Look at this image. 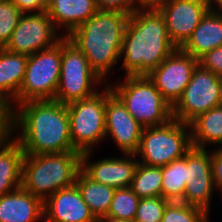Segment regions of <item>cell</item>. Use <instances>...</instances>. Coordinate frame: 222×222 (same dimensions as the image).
Masks as SVG:
<instances>
[{"instance_id": "f1b7e54d", "label": "cell", "mask_w": 222, "mask_h": 222, "mask_svg": "<svg viewBox=\"0 0 222 222\" xmlns=\"http://www.w3.org/2000/svg\"><path fill=\"white\" fill-rule=\"evenodd\" d=\"M23 13L11 0H0V48H4Z\"/></svg>"}, {"instance_id": "1f68e13d", "label": "cell", "mask_w": 222, "mask_h": 222, "mask_svg": "<svg viewBox=\"0 0 222 222\" xmlns=\"http://www.w3.org/2000/svg\"><path fill=\"white\" fill-rule=\"evenodd\" d=\"M198 64L220 77L222 75V46L208 51L198 59Z\"/></svg>"}, {"instance_id": "f546056e", "label": "cell", "mask_w": 222, "mask_h": 222, "mask_svg": "<svg viewBox=\"0 0 222 222\" xmlns=\"http://www.w3.org/2000/svg\"><path fill=\"white\" fill-rule=\"evenodd\" d=\"M169 202L163 197L140 199L134 222H162L164 210Z\"/></svg>"}, {"instance_id": "52a82bcc", "label": "cell", "mask_w": 222, "mask_h": 222, "mask_svg": "<svg viewBox=\"0 0 222 222\" xmlns=\"http://www.w3.org/2000/svg\"><path fill=\"white\" fill-rule=\"evenodd\" d=\"M61 56L62 39L54 46L28 56L19 94L12 102L14 108L30 100H54L60 78Z\"/></svg>"}, {"instance_id": "d590c367", "label": "cell", "mask_w": 222, "mask_h": 222, "mask_svg": "<svg viewBox=\"0 0 222 222\" xmlns=\"http://www.w3.org/2000/svg\"><path fill=\"white\" fill-rule=\"evenodd\" d=\"M167 0H132L134 11L159 10Z\"/></svg>"}, {"instance_id": "30bf717a", "label": "cell", "mask_w": 222, "mask_h": 222, "mask_svg": "<svg viewBox=\"0 0 222 222\" xmlns=\"http://www.w3.org/2000/svg\"><path fill=\"white\" fill-rule=\"evenodd\" d=\"M221 104V78L198 64L182 96L172 107V115L174 119L189 124L200 114Z\"/></svg>"}, {"instance_id": "d4e9b609", "label": "cell", "mask_w": 222, "mask_h": 222, "mask_svg": "<svg viewBox=\"0 0 222 222\" xmlns=\"http://www.w3.org/2000/svg\"><path fill=\"white\" fill-rule=\"evenodd\" d=\"M187 179L186 154L162 167V197L168 201L181 202Z\"/></svg>"}, {"instance_id": "277c9868", "label": "cell", "mask_w": 222, "mask_h": 222, "mask_svg": "<svg viewBox=\"0 0 222 222\" xmlns=\"http://www.w3.org/2000/svg\"><path fill=\"white\" fill-rule=\"evenodd\" d=\"M81 153L25 154L21 187L43 202L55 192L75 185Z\"/></svg>"}, {"instance_id": "d6a6232c", "label": "cell", "mask_w": 222, "mask_h": 222, "mask_svg": "<svg viewBox=\"0 0 222 222\" xmlns=\"http://www.w3.org/2000/svg\"><path fill=\"white\" fill-rule=\"evenodd\" d=\"M211 164L214 187L222 194V148L219 146L211 151Z\"/></svg>"}, {"instance_id": "5b68a950", "label": "cell", "mask_w": 222, "mask_h": 222, "mask_svg": "<svg viewBox=\"0 0 222 222\" xmlns=\"http://www.w3.org/2000/svg\"><path fill=\"white\" fill-rule=\"evenodd\" d=\"M108 84L144 128L163 125L173 118L172 107L147 75L125 76L124 81L115 86Z\"/></svg>"}, {"instance_id": "7c38bea8", "label": "cell", "mask_w": 222, "mask_h": 222, "mask_svg": "<svg viewBox=\"0 0 222 222\" xmlns=\"http://www.w3.org/2000/svg\"><path fill=\"white\" fill-rule=\"evenodd\" d=\"M197 65L198 59L184 52L181 48H176L147 77L173 107L182 96Z\"/></svg>"}, {"instance_id": "7a4b0ae2", "label": "cell", "mask_w": 222, "mask_h": 222, "mask_svg": "<svg viewBox=\"0 0 222 222\" xmlns=\"http://www.w3.org/2000/svg\"><path fill=\"white\" fill-rule=\"evenodd\" d=\"M175 49L159 10L134 11L121 45V69L125 76L148 75Z\"/></svg>"}, {"instance_id": "83f0119b", "label": "cell", "mask_w": 222, "mask_h": 222, "mask_svg": "<svg viewBox=\"0 0 222 222\" xmlns=\"http://www.w3.org/2000/svg\"><path fill=\"white\" fill-rule=\"evenodd\" d=\"M209 216L202 208L170 201L164 210L162 222H210Z\"/></svg>"}, {"instance_id": "cb8c5ba5", "label": "cell", "mask_w": 222, "mask_h": 222, "mask_svg": "<svg viewBox=\"0 0 222 222\" xmlns=\"http://www.w3.org/2000/svg\"><path fill=\"white\" fill-rule=\"evenodd\" d=\"M75 185L80 190L84 202L97 219L108 214L116 189L93 181L82 170L77 174Z\"/></svg>"}, {"instance_id": "6da1fadb", "label": "cell", "mask_w": 222, "mask_h": 222, "mask_svg": "<svg viewBox=\"0 0 222 222\" xmlns=\"http://www.w3.org/2000/svg\"><path fill=\"white\" fill-rule=\"evenodd\" d=\"M14 129L22 131L15 139L25 154L77 152L71 141L67 105L56 100H30L18 104Z\"/></svg>"}, {"instance_id": "484cf974", "label": "cell", "mask_w": 222, "mask_h": 222, "mask_svg": "<svg viewBox=\"0 0 222 222\" xmlns=\"http://www.w3.org/2000/svg\"><path fill=\"white\" fill-rule=\"evenodd\" d=\"M130 188L140 199L162 197V167L138 163Z\"/></svg>"}, {"instance_id": "4fadbf2b", "label": "cell", "mask_w": 222, "mask_h": 222, "mask_svg": "<svg viewBox=\"0 0 222 222\" xmlns=\"http://www.w3.org/2000/svg\"><path fill=\"white\" fill-rule=\"evenodd\" d=\"M144 127L127 111L106 84L105 136L113 139L123 154H136Z\"/></svg>"}, {"instance_id": "3957f363", "label": "cell", "mask_w": 222, "mask_h": 222, "mask_svg": "<svg viewBox=\"0 0 222 222\" xmlns=\"http://www.w3.org/2000/svg\"><path fill=\"white\" fill-rule=\"evenodd\" d=\"M129 14L98 9L95 14L65 36L86 56L91 69L106 83V76L120 61L121 45Z\"/></svg>"}, {"instance_id": "d6986e66", "label": "cell", "mask_w": 222, "mask_h": 222, "mask_svg": "<svg viewBox=\"0 0 222 222\" xmlns=\"http://www.w3.org/2000/svg\"><path fill=\"white\" fill-rule=\"evenodd\" d=\"M95 0H47L48 16L55 28H65L63 36L83 24L98 10Z\"/></svg>"}, {"instance_id": "8992f818", "label": "cell", "mask_w": 222, "mask_h": 222, "mask_svg": "<svg viewBox=\"0 0 222 222\" xmlns=\"http://www.w3.org/2000/svg\"><path fill=\"white\" fill-rule=\"evenodd\" d=\"M192 147L189 124L172 118L163 125L144 128L135 155L141 164L163 167L182 158Z\"/></svg>"}, {"instance_id": "9c48e42d", "label": "cell", "mask_w": 222, "mask_h": 222, "mask_svg": "<svg viewBox=\"0 0 222 222\" xmlns=\"http://www.w3.org/2000/svg\"><path fill=\"white\" fill-rule=\"evenodd\" d=\"M102 92L67 105L71 141L79 153L92 151L105 136L106 84Z\"/></svg>"}, {"instance_id": "ffe728a7", "label": "cell", "mask_w": 222, "mask_h": 222, "mask_svg": "<svg viewBox=\"0 0 222 222\" xmlns=\"http://www.w3.org/2000/svg\"><path fill=\"white\" fill-rule=\"evenodd\" d=\"M219 46H222V11L210 10L181 49L199 59Z\"/></svg>"}, {"instance_id": "7402d4cb", "label": "cell", "mask_w": 222, "mask_h": 222, "mask_svg": "<svg viewBox=\"0 0 222 222\" xmlns=\"http://www.w3.org/2000/svg\"><path fill=\"white\" fill-rule=\"evenodd\" d=\"M25 153L15 137L0 146V196L21 187Z\"/></svg>"}, {"instance_id": "e0dca14e", "label": "cell", "mask_w": 222, "mask_h": 222, "mask_svg": "<svg viewBox=\"0 0 222 222\" xmlns=\"http://www.w3.org/2000/svg\"><path fill=\"white\" fill-rule=\"evenodd\" d=\"M43 222H97L76 185L61 189L43 202Z\"/></svg>"}, {"instance_id": "74e56055", "label": "cell", "mask_w": 222, "mask_h": 222, "mask_svg": "<svg viewBox=\"0 0 222 222\" xmlns=\"http://www.w3.org/2000/svg\"><path fill=\"white\" fill-rule=\"evenodd\" d=\"M97 222H131V221L117 220V219L109 218V217H101L97 220Z\"/></svg>"}, {"instance_id": "8fae6325", "label": "cell", "mask_w": 222, "mask_h": 222, "mask_svg": "<svg viewBox=\"0 0 222 222\" xmlns=\"http://www.w3.org/2000/svg\"><path fill=\"white\" fill-rule=\"evenodd\" d=\"M57 31L47 11L23 14L4 48L30 56L59 42L64 36Z\"/></svg>"}, {"instance_id": "ba28073f", "label": "cell", "mask_w": 222, "mask_h": 222, "mask_svg": "<svg viewBox=\"0 0 222 222\" xmlns=\"http://www.w3.org/2000/svg\"><path fill=\"white\" fill-rule=\"evenodd\" d=\"M100 83L105 82L91 69L85 54L64 36L60 78L54 100L68 105L85 99L98 91L96 86Z\"/></svg>"}, {"instance_id": "8d00e7d4", "label": "cell", "mask_w": 222, "mask_h": 222, "mask_svg": "<svg viewBox=\"0 0 222 222\" xmlns=\"http://www.w3.org/2000/svg\"><path fill=\"white\" fill-rule=\"evenodd\" d=\"M206 1H207L208 5L210 7V10H212V11H222V0H206Z\"/></svg>"}, {"instance_id": "9a60e30c", "label": "cell", "mask_w": 222, "mask_h": 222, "mask_svg": "<svg viewBox=\"0 0 222 222\" xmlns=\"http://www.w3.org/2000/svg\"><path fill=\"white\" fill-rule=\"evenodd\" d=\"M159 11L171 42L176 48H181L210 7L206 0H167Z\"/></svg>"}, {"instance_id": "603a6c76", "label": "cell", "mask_w": 222, "mask_h": 222, "mask_svg": "<svg viewBox=\"0 0 222 222\" xmlns=\"http://www.w3.org/2000/svg\"><path fill=\"white\" fill-rule=\"evenodd\" d=\"M189 126L194 148L206 149L212 144L222 148V104L200 114Z\"/></svg>"}, {"instance_id": "4316f807", "label": "cell", "mask_w": 222, "mask_h": 222, "mask_svg": "<svg viewBox=\"0 0 222 222\" xmlns=\"http://www.w3.org/2000/svg\"><path fill=\"white\" fill-rule=\"evenodd\" d=\"M140 198L130 187L115 190L113 199L105 217L134 222Z\"/></svg>"}, {"instance_id": "2e32d148", "label": "cell", "mask_w": 222, "mask_h": 222, "mask_svg": "<svg viewBox=\"0 0 222 222\" xmlns=\"http://www.w3.org/2000/svg\"><path fill=\"white\" fill-rule=\"evenodd\" d=\"M92 151L82 153L81 170L93 181L114 189L130 187L138 165L135 154H124L123 157H108L89 162Z\"/></svg>"}, {"instance_id": "e575fe53", "label": "cell", "mask_w": 222, "mask_h": 222, "mask_svg": "<svg viewBox=\"0 0 222 222\" xmlns=\"http://www.w3.org/2000/svg\"><path fill=\"white\" fill-rule=\"evenodd\" d=\"M23 14L46 11L47 0H11ZM33 11V12H32Z\"/></svg>"}, {"instance_id": "5bb4252c", "label": "cell", "mask_w": 222, "mask_h": 222, "mask_svg": "<svg viewBox=\"0 0 222 222\" xmlns=\"http://www.w3.org/2000/svg\"><path fill=\"white\" fill-rule=\"evenodd\" d=\"M187 179L183 200L208 213L211 198L215 189L212 175L211 152L206 149L192 147L186 153Z\"/></svg>"}, {"instance_id": "44dd1931", "label": "cell", "mask_w": 222, "mask_h": 222, "mask_svg": "<svg viewBox=\"0 0 222 222\" xmlns=\"http://www.w3.org/2000/svg\"><path fill=\"white\" fill-rule=\"evenodd\" d=\"M28 56L0 48V97L13 102L23 82Z\"/></svg>"}, {"instance_id": "ac0fdd59", "label": "cell", "mask_w": 222, "mask_h": 222, "mask_svg": "<svg viewBox=\"0 0 222 222\" xmlns=\"http://www.w3.org/2000/svg\"><path fill=\"white\" fill-rule=\"evenodd\" d=\"M43 201L22 187L0 196V222H41Z\"/></svg>"}, {"instance_id": "4dcf8cb0", "label": "cell", "mask_w": 222, "mask_h": 222, "mask_svg": "<svg viewBox=\"0 0 222 222\" xmlns=\"http://www.w3.org/2000/svg\"><path fill=\"white\" fill-rule=\"evenodd\" d=\"M14 121L15 108L13 103L0 97V146L9 143L15 137Z\"/></svg>"}, {"instance_id": "836d02e7", "label": "cell", "mask_w": 222, "mask_h": 222, "mask_svg": "<svg viewBox=\"0 0 222 222\" xmlns=\"http://www.w3.org/2000/svg\"><path fill=\"white\" fill-rule=\"evenodd\" d=\"M99 9L119 10L127 14L134 12L132 0H95Z\"/></svg>"}]
</instances>
